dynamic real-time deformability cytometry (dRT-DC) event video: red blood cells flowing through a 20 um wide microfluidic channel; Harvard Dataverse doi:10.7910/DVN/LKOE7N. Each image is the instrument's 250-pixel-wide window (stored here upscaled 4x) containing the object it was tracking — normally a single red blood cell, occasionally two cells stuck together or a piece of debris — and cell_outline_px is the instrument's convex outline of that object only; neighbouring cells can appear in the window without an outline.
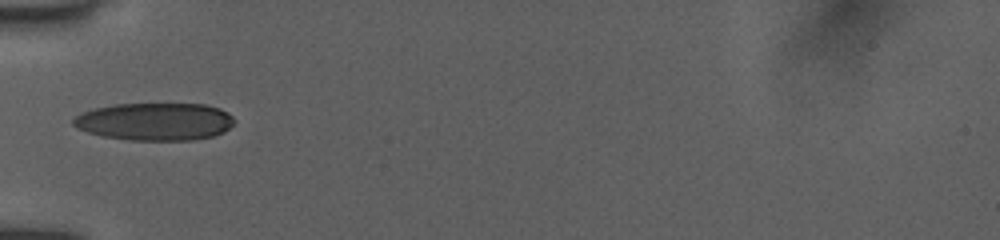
{"species": "human", "species_latin": "Homo sapiens", "temperature_condition": "room temperature", "stored_images_in_passage": 4, "camera_frame_rate_fps": 3000, "um_per_image_px": 0.085, "donor": {"sex": "female"}, "frame": {"image": 1, "passage_image": 1, "time_ms": 0.0, "image_size_px": [1000, 240], "cell_outline_px": [[236, 120], [224, 132], [212, 136], [196, 140], [128, 140], [100, 136], [76, 128], [72, 124], [72, 120], [80, 112], [96, 108], [116, 104], [204, 104], [220, 108], [228, 112]], "centroid_in_image_um": [13.16, 10.34], "position_along_channel_um": 71.8, "area_um2": 35.55}}
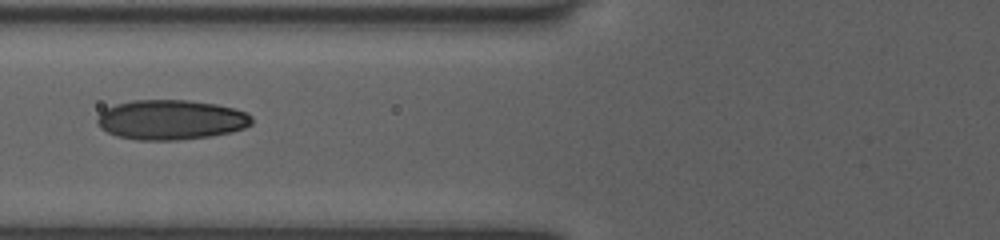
{"frame": {"image": 2, "passage_image": 3, "time_ms": 1.0, "image_size_px": [1000, 240], "cell_outline_px": [[252, 124], [244, 128], [232, 132], [208, 136], [176, 140], [140, 140], [116, 136], [100, 128], [96, 120], [100, 112], [104, 108], [116, 104], [132, 100], [188, 100], [216, 104], [248, 112], [252, 116]], "centroid_in_image_um": [14.52, 10.17], "position_along_channel_um": 111.3, "area_um2": 36.01}}